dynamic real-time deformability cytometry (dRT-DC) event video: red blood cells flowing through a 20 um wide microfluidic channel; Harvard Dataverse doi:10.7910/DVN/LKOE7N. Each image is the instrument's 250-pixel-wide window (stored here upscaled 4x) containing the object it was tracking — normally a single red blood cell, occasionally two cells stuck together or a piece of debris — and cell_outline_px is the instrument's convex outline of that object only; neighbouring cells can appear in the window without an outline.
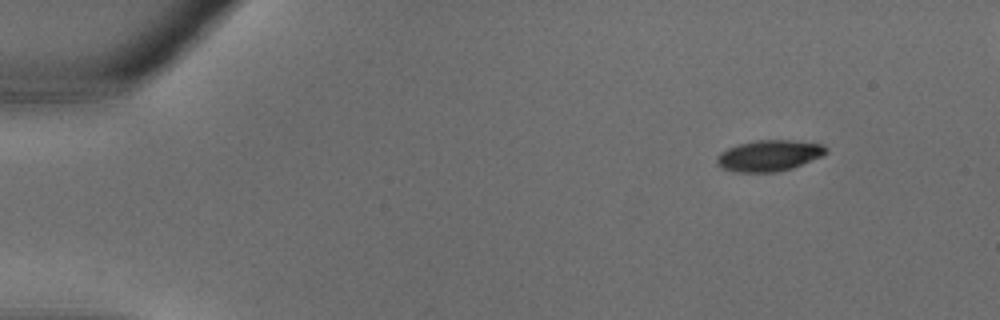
{"species": "common noctule bat (a hibernating species)", "species_latin": "Nyctalus noctula", "temperature_condition": "warm", "stored_images_in_passage": 33, "segment_of_instrument_passage": [1, 2], "camera_frame_rate_fps": 3000, "um_per_image_px": 0.085, "animal": {"sex": "male", "body_mass_g": 18.8}, "frame": {"image": 1, "passage_image": 1, "time_ms": 0.0, "image_size_px": [1000, 320], "cell_outline_px": [[828, 152], [820, 156], [792, 168], [776, 172], [736, 172], [720, 168], [716, 164], [716, 156], [720, 152], [736, 144], [756, 140], [792, 140], [824, 144], [828, 148]], "centroid_in_image_um": [65.33, 13.22], "position_along_channel_um": 19.7, "area_um2": 19.94}}
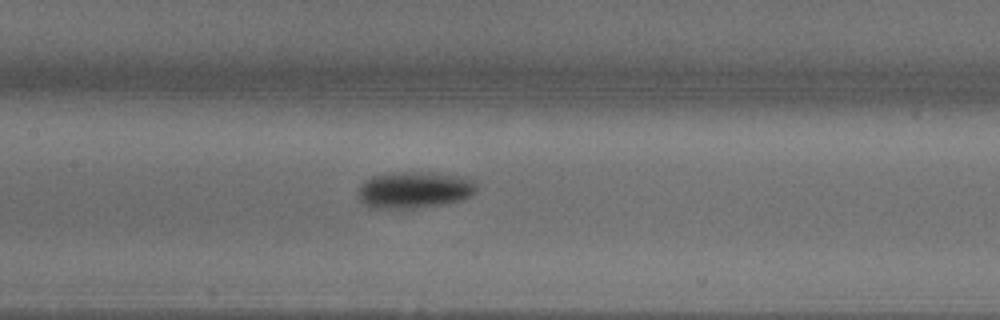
{"frame": {"image": 2, "passage_image": 14, "time_ms": 4.333, "image_size_px": [1000, 320], "cell_outline_px": [[476, 192], [472, 196], [460, 200], [444, 204], [412, 208], [368, 208], [360, 200], [360, 188], [364, 180], [372, 176], [388, 172], [436, 172], [468, 176], [472, 180], [476, 188]], "centroid_in_image_um": [35.25, 16.12], "position_along_channel_um": 172.1, "area_um2": 25.61}}
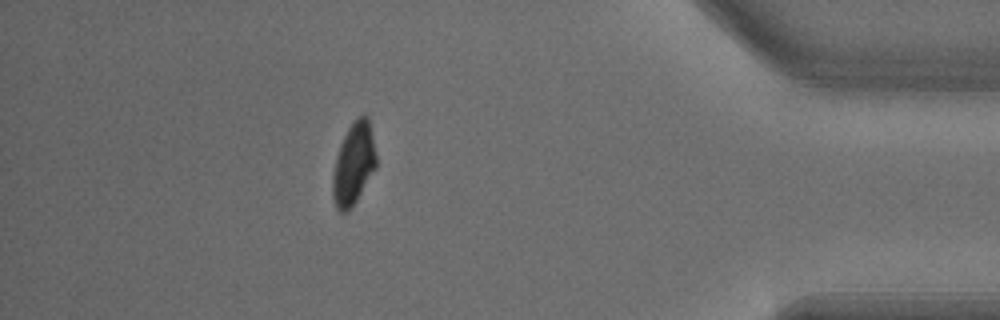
{"frame": {"image": 3, "passage_image": 28, "time_ms": 9.0, "image_size_px": [1000, 320], "cell_outline_px": [[376, 168], [356, 200], [348, 212], [340, 212], [336, 208], [332, 196], [332, 176], [336, 156], [340, 144], [348, 128], [364, 112], [368, 116], [376, 156]], "centroid_in_image_um": [30.04, 13.95], "position_along_channel_um": 405.2, "area_um2": 20.63}}